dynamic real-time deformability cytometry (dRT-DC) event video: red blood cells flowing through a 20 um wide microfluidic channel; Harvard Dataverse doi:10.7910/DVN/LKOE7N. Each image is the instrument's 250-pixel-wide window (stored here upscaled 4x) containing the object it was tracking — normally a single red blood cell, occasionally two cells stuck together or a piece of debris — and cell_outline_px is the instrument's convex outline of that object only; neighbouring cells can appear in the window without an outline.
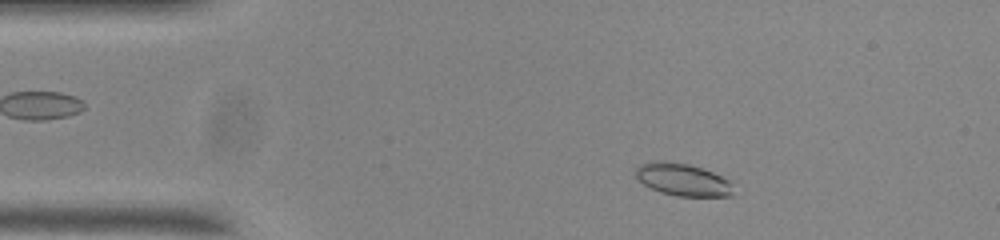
{"species": "common noctule bat (a hibernating species)", "species_latin": "Nyctalus noctula", "temperature_condition": "room temperature", "stored_images_in_passage": 48, "camera_frame_rate_fps": 3000, "um_per_image_px": 0.085, "animal": {"sex": "male", "body_mass_g": 20.0, "forearm_length_mm": 53.3}, "frame": {"image": 1, "passage_image": 2, "time_ms": 0.333, "image_size_px": [1000, 240], "cell_outline_px": [[732, 196], [676, 196], [660, 192], [644, 184], [636, 176], [636, 168], [640, 164], [656, 160], [664, 160], [688, 164], [712, 172], [728, 180], [732, 192]], "centroid_in_image_um": [57.99, 15.26], "position_along_channel_um": 27.0, "area_um2": 18.15}}
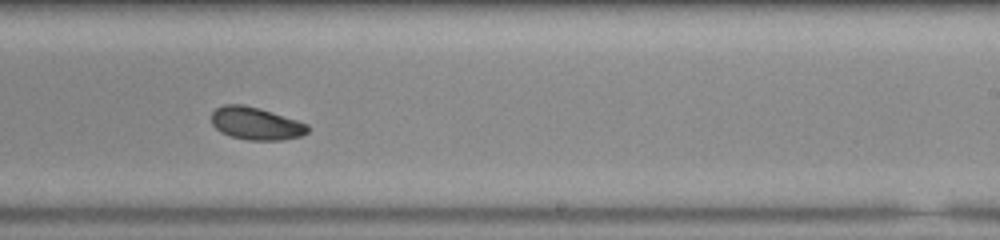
{"frame": {"image": 2, "passage_image": 26, "time_ms": 8.333, "image_size_px": [1000, 240], "cell_outline_px": [[308, 132], [300, 136], [280, 140], [248, 140], [232, 136], [220, 132], [212, 124], [212, 112], [216, 108], [224, 104], [244, 104], [260, 108], [308, 124]], "centroid_in_image_um": [21.73, 10.49], "position_along_channel_um": 267.3, "area_um2": 18.21}}
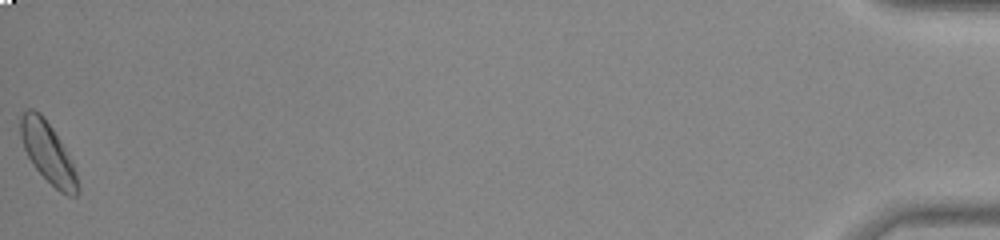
{"frame": {"image": 3, "passage_image": 48, "time_ms": 15.667, "image_size_px": [1000, 240], "cell_outline_px": [[80, 192], [76, 196], [68, 196], [60, 192], [36, 168], [28, 156], [24, 148], [20, 136], [20, 116], [28, 108], [32, 108], [40, 112], [52, 128], [60, 140], [76, 172], [80, 188]], "centroid_in_image_um": [4.07, 12.97], "position_along_channel_um": 431.1, "area_um2": 19.88}, "authors_computed_cell_mechanics": {"area_um2": 18.5249, "velocity_mm_per_s": 3.6934, "shape_relaxation_time_tau1_ms": null, "shape_relaxation_time_tau2_ms": 5.4801, "deformation_change_tau1": null, "deformation_change_tau2": 0.0894}}